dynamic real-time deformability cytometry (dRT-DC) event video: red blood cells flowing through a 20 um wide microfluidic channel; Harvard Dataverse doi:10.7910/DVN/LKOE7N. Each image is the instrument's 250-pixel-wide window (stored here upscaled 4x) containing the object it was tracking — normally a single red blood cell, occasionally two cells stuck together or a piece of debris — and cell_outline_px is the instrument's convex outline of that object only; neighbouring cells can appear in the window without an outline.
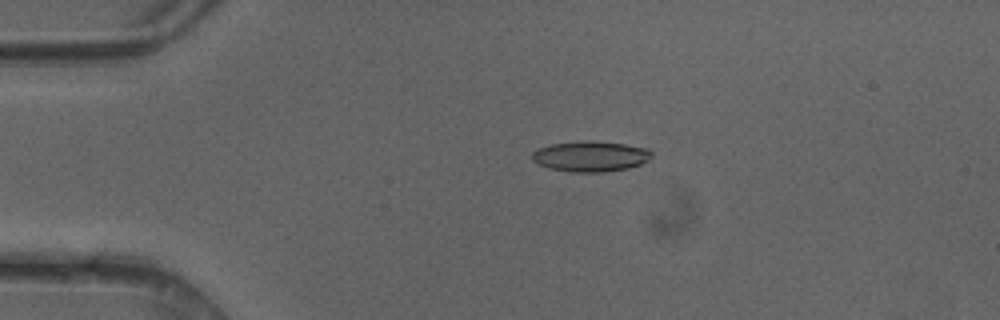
{"species": "common noctule bat (a hibernating species)", "species_latin": "Nyctalus noctula", "temperature_condition": "cold", "stored_images_in_passage": 40, "camera_frame_rate_fps": 3000, "um_per_image_px": 0.085, "animal": {"sex": "female"}, "frame": {"image": 1, "passage_image": 1, "time_ms": 0.0, "image_size_px": [1000, 320], "cell_outline_px": [[652, 156], [648, 160], [640, 164], [628, 168], [604, 172], [568, 172], [548, 168], [532, 160], [532, 152], [540, 148], [552, 144], [580, 140], [592, 140], [624, 144], [648, 148], [652, 152]], "centroid_in_image_um": [50.2, 13.28], "position_along_channel_um": 34.8, "area_um2": 21.39}}
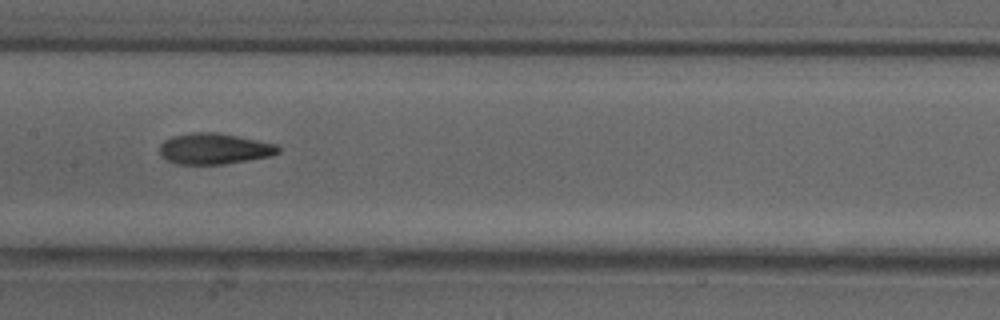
{"frame": {"image": 2, "passage_image": 15, "time_ms": 4.667, "image_size_px": [1000, 320], "cell_outline_px": [[280, 152], [268, 156], [248, 160], [224, 164], [176, 164], [160, 156], [160, 144], [164, 140], [172, 136], [192, 132], [216, 132], [276, 144], [280, 148]], "centroid_in_image_um": [18.17, 12.64], "position_along_channel_um": 189.2, "area_um2": 21.27}}
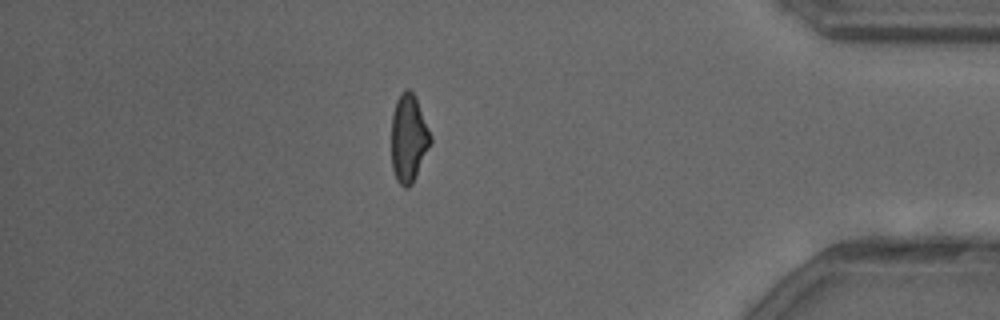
{"frame": {"image": 3, "passage_image": 33, "time_ms": 10.667, "image_size_px": [1000, 320], "cell_outline_px": [[432, 144], [412, 184], [408, 188], [404, 188], [396, 180], [392, 168], [392, 112], [396, 100], [400, 92], [404, 88], [408, 88], [416, 96], [432, 136]], "centroid_in_image_um": [34.75, 11.73], "position_along_channel_um": 400.5, "area_um2": 20.46}, "authors_computed_cell_mechanics": {"area_um2": 20.9525, "velocity_mm_per_s": 4.1915, "shape_relaxation_time_tau1_ms": 8.2161, "shape_relaxation_time_tau2_ms": 2.4117, "deformation_change_tau1": 0.215, "deformation_change_tau2": 0.1059}}